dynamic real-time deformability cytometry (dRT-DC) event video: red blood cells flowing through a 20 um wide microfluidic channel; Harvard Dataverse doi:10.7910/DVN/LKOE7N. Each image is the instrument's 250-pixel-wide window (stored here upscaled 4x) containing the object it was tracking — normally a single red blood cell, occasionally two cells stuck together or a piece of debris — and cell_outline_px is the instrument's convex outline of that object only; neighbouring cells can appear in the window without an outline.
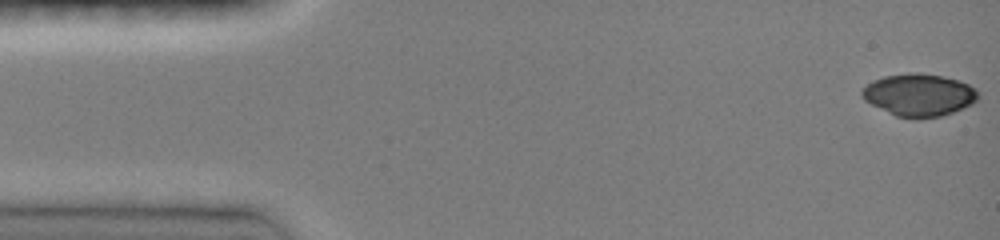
{"species": "common noctule bat (a hibernating species)", "species_latin": "Nyctalus noctula", "temperature_condition": "room temperature", "stored_images_in_passage": 46, "camera_frame_rate_fps": 3000, "um_per_image_px": 0.085, "animal": {"sex": "female", "body_mass_g": 19.0, "forearm_length_mm": 51.5}, "frame": {"image": 1, "passage_image": 1, "time_ms": 0.0, "image_size_px": [1000, 240], "cell_outline_px": [[980, 96], [972, 104], [952, 112], [940, 116], [896, 116], [864, 100], [860, 96], [860, 92], [872, 80], [884, 76], [912, 72], [916, 72], [940, 76], [956, 80], [968, 84], [976, 88], [980, 92]], "centroid_in_image_um": [78.12, 8.04], "position_along_channel_um": 6.9, "area_um2": 28.15}}
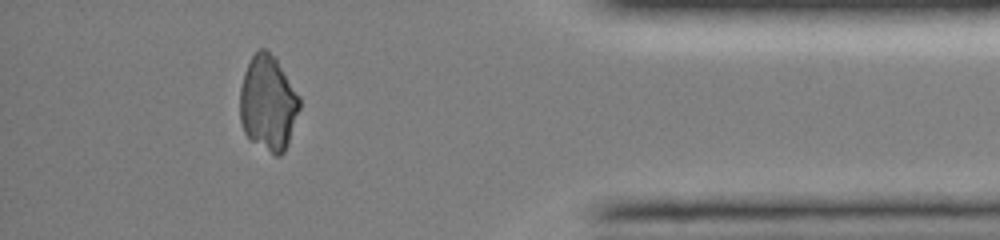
{"frame": {"image": 2, "passage_image": 41, "time_ms": 13.333, "image_size_px": [1000, 240], "cell_outline_px": [[300, 108], [288, 144], [284, 152], [280, 156], [276, 156], [252, 140], [244, 132], [240, 120], [240, 88], [244, 72], [252, 56], [260, 48], [264, 48], [276, 56], [300, 96]], "centroid_in_image_um": [22.8, 8.74], "position_along_channel_um": 412.4, "area_um2": 33.23}}